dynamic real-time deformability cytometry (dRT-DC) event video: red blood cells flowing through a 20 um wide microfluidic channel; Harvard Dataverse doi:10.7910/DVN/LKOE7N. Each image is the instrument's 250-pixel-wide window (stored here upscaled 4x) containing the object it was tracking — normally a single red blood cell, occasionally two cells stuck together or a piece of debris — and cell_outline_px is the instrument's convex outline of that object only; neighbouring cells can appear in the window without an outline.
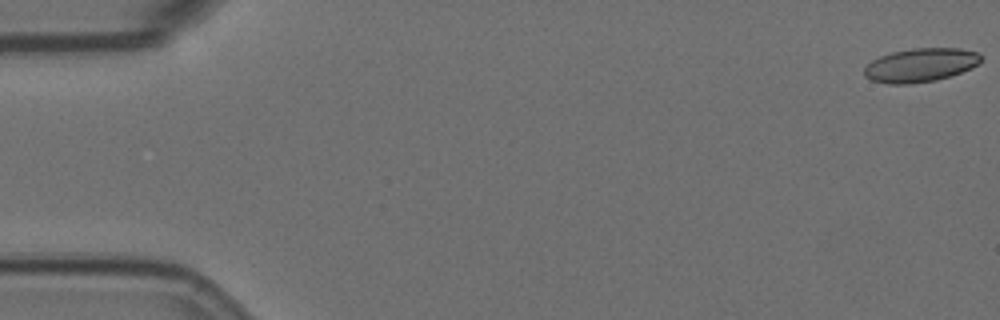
{"species": "Egyptian fruit bat (a non-hibernating species)", "species_latin": "Rousettus aegyptiacus", "temperature_condition": "room temperature", "stored_images_in_passage": 18, "camera_frame_rate_fps": 3000, "um_per_image_px": 0.085, "animal": {"sex": "female"}, "frame": {"image": 1, "passage_image": 1, "time_ms": 0.0, "image_size_px": [1000, 320], "cell_outline_px": [[984, 56], [972, 68], [936, 80], [908, 84], [892, 84], [872, 80], [864, 76], [864, 68], [872, 60], [880, 56], [892, 52], [912, 48], [960, 48], [976, 52]], "centroid_in_image_um": [78.23, 5.52], "position_along_channel_um": 6.8, "area_um2": 22.77}}
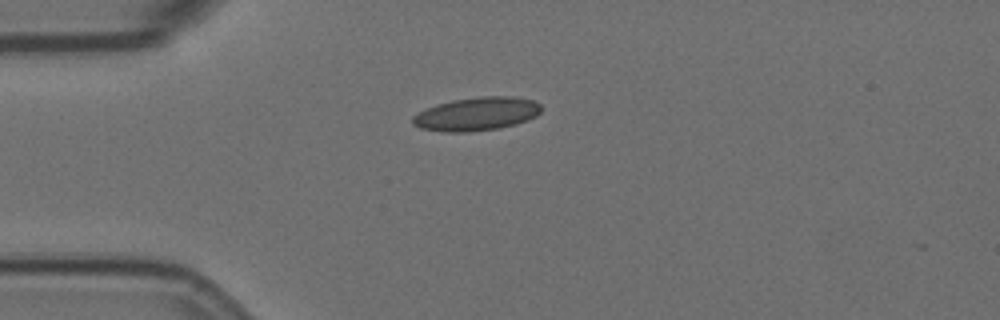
{"frame": {"image": 2, "passage_image": 15, "time_ms": 4.667, "image_size_px": [1000, 320], "cell_outline_px": [[540, 112], [536, 116], [516, 124], [496, 128], [468, 132], [444, 132], [420, 128], [412, 124], [412, 116], [428, 108], [452, 100], [484, 96], [512, 96], [532, 100], [540, 104]], "centroid_in_image_um": [40.51, 9.69], "position_along_channel_um": 44.5, "area_um2": 24.74}}